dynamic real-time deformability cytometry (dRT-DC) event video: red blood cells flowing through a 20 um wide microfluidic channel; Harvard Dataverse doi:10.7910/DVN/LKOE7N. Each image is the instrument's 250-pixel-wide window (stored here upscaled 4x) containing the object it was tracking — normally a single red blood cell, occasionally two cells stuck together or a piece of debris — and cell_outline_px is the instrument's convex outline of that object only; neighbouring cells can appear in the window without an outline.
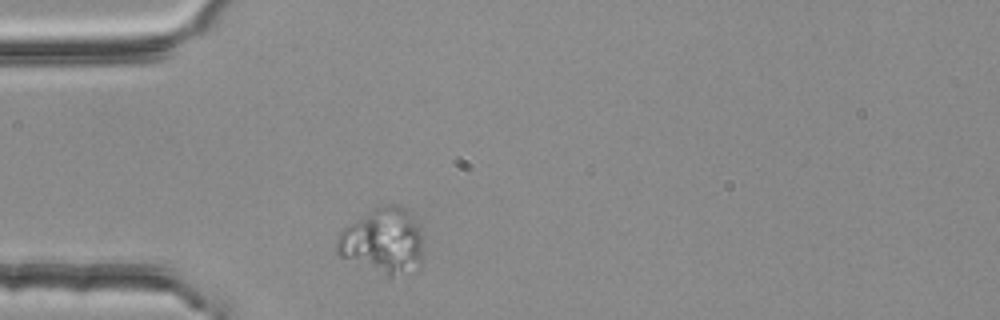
{"species": "common noctule bat (a hibernating species)", "species_latin": "Nyctalus noctula", "temperature_condition": "room temperature", "stored_images_in_passage": 1, "camera_frame_rate_fps": 3000, "um_per_image_px": 0.085, "animal": {"sex": "female", "body_mass_g": 25.1}, "frame": {"image": 1, "passage_image": 1, "time_ms": 0.0, "image_size_px": [1000, 320], "cell_outline_px": [[420, 268], [416, 272], [392, 276], [388, 276], [340, 256], [336, 252], [336, 240], [340, 232], [348, 224], [376, 204], [404, 204], [420, 228]], "centroid_in_image_um": [32.54, 20.44], "position_along_channel_um": 52.5, "area_um2": 33.35}}